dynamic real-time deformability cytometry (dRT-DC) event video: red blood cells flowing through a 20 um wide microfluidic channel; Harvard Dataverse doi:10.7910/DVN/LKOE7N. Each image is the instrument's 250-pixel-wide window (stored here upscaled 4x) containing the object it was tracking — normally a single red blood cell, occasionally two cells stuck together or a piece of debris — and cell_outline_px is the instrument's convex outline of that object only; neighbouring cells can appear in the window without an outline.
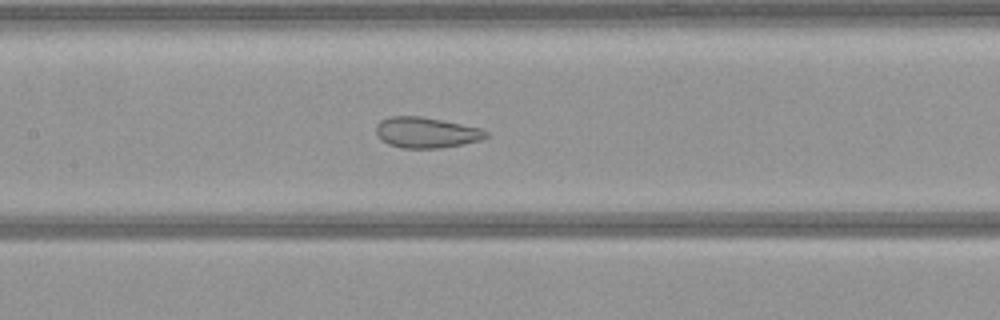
{"species": "common noctule bat (a hibernating species)", "species_latin": "Nyctalus noctula", "temperature_condition": "warm", "stored_images_in_passage": 51, "camera_frame_rate_fps": 3000, "um_per_image_px": 0.085, "animal": {"sex": "female", "body_mass_g": 21.9}, "frame": {"image": 1, "passage_image": 23, "time_ms": 7.333, "image_size_px": [1000, 320], "cell_outline_px": [[488, 136], [480, 140], [464, 144], [440, 148], [404, 148], [388, 144], [380, 140], [376, 132], [376, 124], [380, 120], [388, 116], [420, 116], [484, 128], [488, 132]], "centroid_in_image_um": [36.23, 11.26], "position_along_channel_um": 171.2, "area_um2": 19.88}}
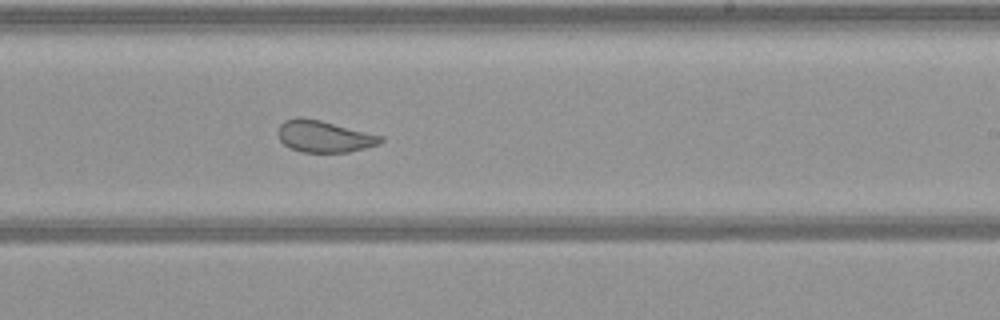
{"frame": {"image": 2, "passage_image": 30, "time_ms": 9.667, "image_size_px": [1000, 320], "cell_outline_px": [[384, 140], [380, 144], [348, 152], [300, 152], [284, 144], [280, 140], [276, 132], [280, 124], [284, 120], [296, 116], [300, 116], [320, 120], [384, 136]], "centroid_in_image_um": [27.53, 11.58], "position_along_channel_um": 261.5, "area_um2": 19.13}}
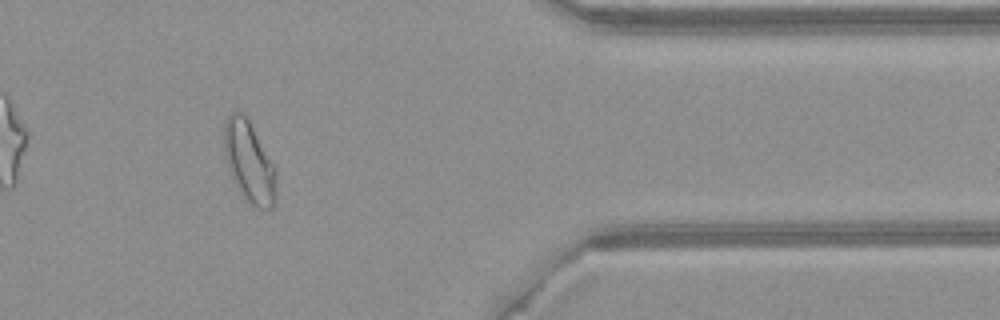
{"frame": {"image": 3, "passage_image": 42, "time_ms": 13.667, "image_size_px": [1000, 320], "cell_outline_px": [[276, 204], [272, 208], [256, 208], [244, 200], [232, 180], [224, 160], [224, 120], [236, 108], [244, 112], [276, 168]], "centroid_in_image_um": [21.16, 13.77], "position_along_channel_um": 390.2, "area_um2": 25.37}}